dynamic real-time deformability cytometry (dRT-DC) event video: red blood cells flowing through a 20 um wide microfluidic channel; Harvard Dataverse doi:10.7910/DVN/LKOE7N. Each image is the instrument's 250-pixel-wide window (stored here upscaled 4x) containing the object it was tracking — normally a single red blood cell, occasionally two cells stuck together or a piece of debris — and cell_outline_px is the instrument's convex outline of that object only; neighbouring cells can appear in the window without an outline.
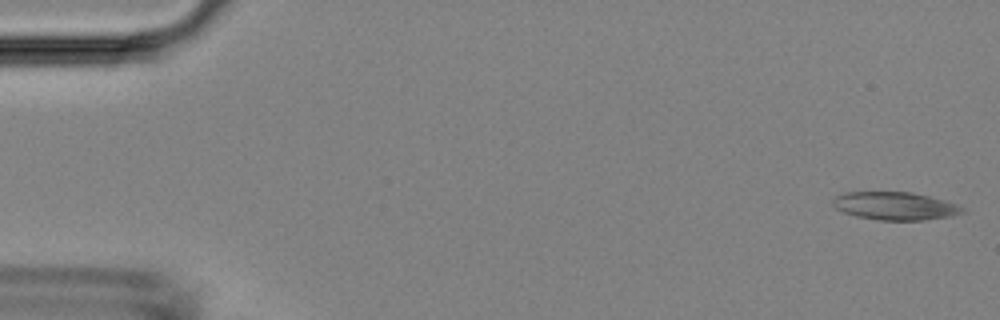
{"species": "Egyptian fruit bat (a non-hibernating species)", "species_latin": "Rousettus aegyptiacus", "temperature_condition": "room temperature", "stored_images_in_passage": 4, "camera_frame_rate_fps": 3000, "um_per_image_px": 0.085, "animal": {"sex": "female"}, "frame": {"image": 1, "passage_image": 1, "time_ms": 0.0, "image_size_px": [1000, 320], "cell_outline_px": [[964, 212], [952, 216], [924, 220], [880, 220], [856, 216], [844, 212], [836, 208], [832, 204], [832, 200], [836, 196], [844, 192], [912, 192], [944, 200], [956, 204], [964, 208]], "centroid_in_image_um": [76.07, 17.5], "position_along_channel_um": 8.9, "area_um2": 21.04}}